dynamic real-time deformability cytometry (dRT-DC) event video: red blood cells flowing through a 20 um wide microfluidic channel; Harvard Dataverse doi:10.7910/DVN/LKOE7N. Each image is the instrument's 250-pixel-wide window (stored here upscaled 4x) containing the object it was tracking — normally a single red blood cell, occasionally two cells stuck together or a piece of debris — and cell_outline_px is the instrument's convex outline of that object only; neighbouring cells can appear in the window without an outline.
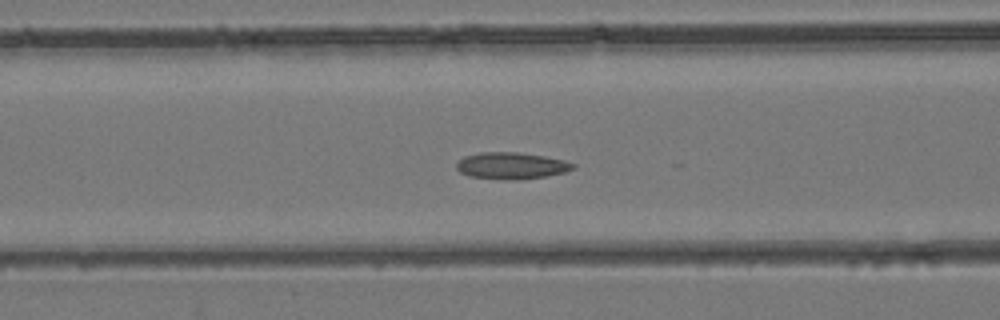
{"species": "common noctule bat (a hibernating species)", "species_latin": "Nyctalus noctula", "temperature_condition": "room temperature", "stored_images_in_passage": 34, "camera_frame_rate_fps": 3000, "um_per_image_px": 0.085, "animal": {"sex": "female", "body_mass_g": 24.6, "forearm_length_mm": 56.2}, "frame": {"image": 1, "passage_image": 8, "time_ms": 2.333, "image_size_px": [1000, 320], "cell_outline_px": [[576, 168], [564, 172], [544, 176], [520, 180], [516, 180], [468, 176], [460, 172], [456, 168], [456, 164], [464, 156], [480, 152], [516, 152], [544, 156], [564, 160], [576, 164]], "centroid_in_image_um": [43.47, 14.08], "position_along_channel_um": 123.1, "area_um2": 18.03}}
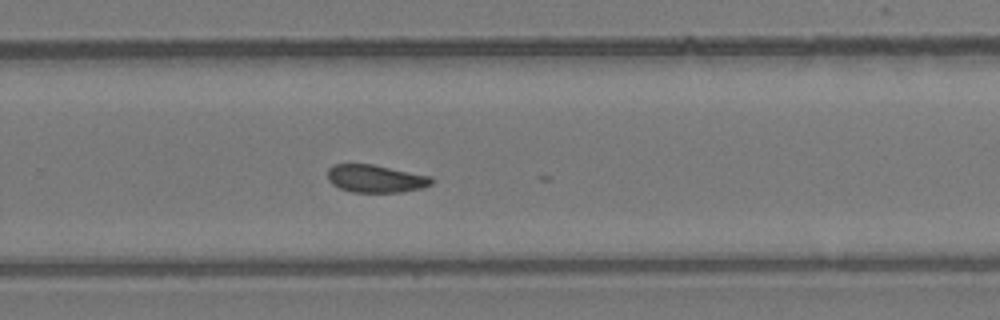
{"frame": {"image": 2, "passage_image": 19, "time_ms": 6.0, "image_size_px": [1000, 320], "cell_outline_px": [[436, 180], [432, 184], [424, 188], [400, 192], [352, 192], [340, 188], [332, 184], [328, 180], [328, 168], [332, 164], [372, 164], [432, 176]], "centroid_in_image_um": [31.96, 15.18], "position_along_channel_um": 297.8, "area_um2": 16.99}}
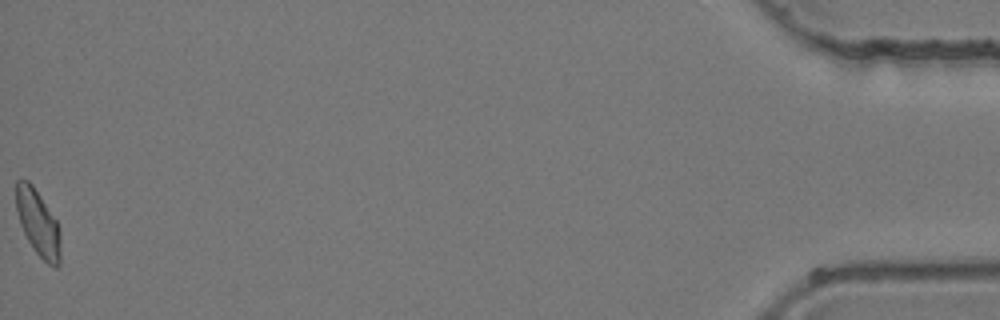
{"frame": {"image": 3, "passage_image": 34, "time_ms": 11.0, "image_size_px": [1000, 320], "cell_outline_px": [[60, 264], [56, 268], [48, 264], [36, 252], [28, 240], [20, 224], [16, 208], [16, 180], [28, 180], [32, 184], [56, 220], [60, 228]], "centroid_in_image_um": [3.24, 18.96], "position_along_channel_um": 432.0, "area_um2": 16.94}}